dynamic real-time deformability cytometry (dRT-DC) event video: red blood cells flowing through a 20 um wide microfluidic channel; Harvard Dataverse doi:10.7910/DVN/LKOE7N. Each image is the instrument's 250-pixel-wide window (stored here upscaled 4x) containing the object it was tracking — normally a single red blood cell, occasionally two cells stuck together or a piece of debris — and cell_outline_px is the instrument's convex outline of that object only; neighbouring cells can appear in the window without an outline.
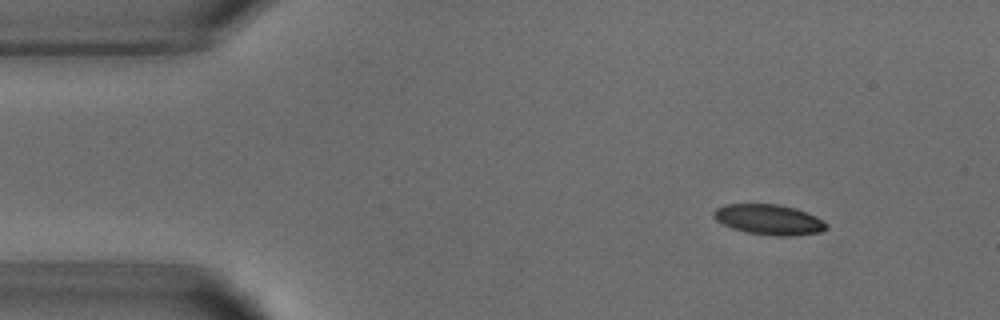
{"species": "common noctule bat (a hibernating species)", "species_latin": "Nyctalus noctula", "temperature_condition": "warm", "stored_images_in_passage": 3, "camera_frame_rate_fps": 3000, "um_per_image_px": 0.085, "animal": {"sex": "male", "body_mass_g": 18.8}, "frame": {"image": 1, "passage_image": 2, "time_ms": 1.0, "image_size_px": [1000, 320], "cell_outline_px": [[828, 228], [820, 232], [792, 236], [772, 236], [748, 232], [732, 228], [716, 220], [712, 216], [712, 212], [716, 208], [724, 204], [780, 204], [796, 208], [808, 212], [824, 220], [828, 224]], "centroid_in_image_um": [65.39, 18.66], "position_along_channel_um": 19.6, "area_um2": 20.17}}